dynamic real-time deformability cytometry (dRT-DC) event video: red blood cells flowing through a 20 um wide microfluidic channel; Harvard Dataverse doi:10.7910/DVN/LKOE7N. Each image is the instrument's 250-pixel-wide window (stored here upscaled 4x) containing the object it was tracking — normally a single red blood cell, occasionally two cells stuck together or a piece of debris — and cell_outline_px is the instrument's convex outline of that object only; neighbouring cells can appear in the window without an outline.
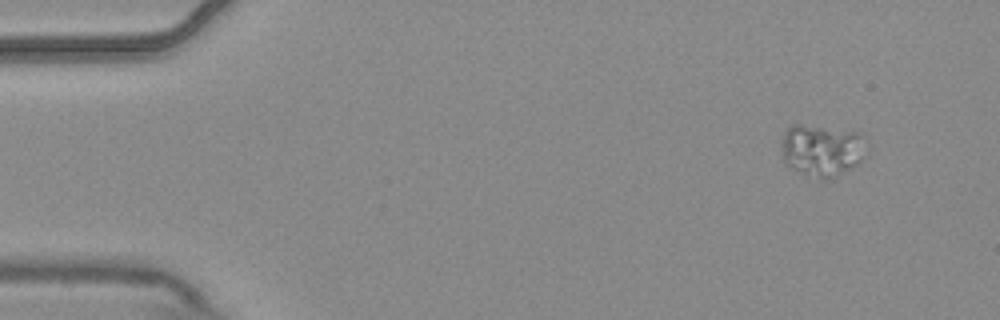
{"species": "common noctule bat (a hibernating species)", "species_latin": "Nyctalus noctula", "temperature_condition": "warm", "stored_images_in_passage": 5, "camera_frame_rate_fps": 3000, "um_per_image_px": 0.085, "animal": {"sex": "male", "body_mass_g": 20.4}, "frame": {"image": 1, "passage_image": 1, "time_ms": 0.0, "image_size_px": [1000, 320], "cell_outline_px": [[868, 156], [856, 164], [824, 180], [820, 180], [792, 168], [784, 164], [784, 132], [792, 124], [800, 124], [860, 132], [864, 136], [868, 144]], "centroid_in_image_um": [69.94, 12.74], "position_along_channel_um": 15.1, "area_um2": 25.66}}
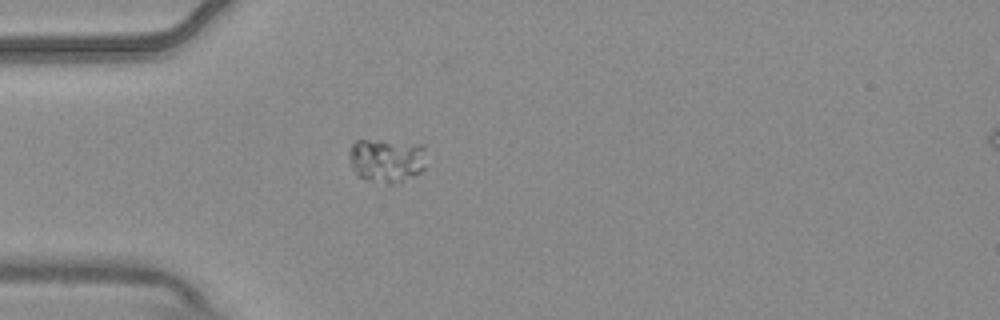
{"frame": {"image": 2, "passage_image": 4, "time_ms": 1.0, "image_size_px": [1000, 320], "cell_outline_px": [[424, 168], [420, 172], [412, 176], [392, 184], [356, 176], [352, 168], [348, 156], [348, 152], [352, 144], [356, 140], [384, 140], [424, 144]], "centroid_in_image_um": [32.83, 13.59], "position_along_channel_um": 52.2, "area_um2": 19.71}}